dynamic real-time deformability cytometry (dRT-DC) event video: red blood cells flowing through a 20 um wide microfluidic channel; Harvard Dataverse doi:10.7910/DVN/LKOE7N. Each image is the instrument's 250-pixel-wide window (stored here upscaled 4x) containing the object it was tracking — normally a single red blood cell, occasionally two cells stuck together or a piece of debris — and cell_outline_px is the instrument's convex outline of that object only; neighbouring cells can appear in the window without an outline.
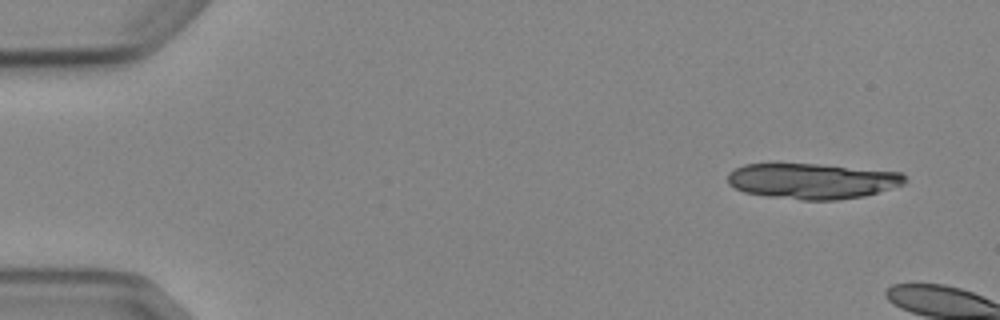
{"species": "Egyptian fruit bat (a non-hibernating species)", "species_latin": "Rousettus aegyptiacus", "temperature_condition": "cold", "stored_images_in_passage": 3, "camera_frame_rate_fps": 3000, "um_per_image_px": 0.085, "animal": {"sex": "female"}, "frame": {"image": 1, "passage_image": 1, "time_ms": 0.0, "image_size_px": [1000, 320], "cell_outline_px": [[908, 180], [904, 184], [864, 196], [840, 200], [800, 200], [768, 196], [744, 192], [728, 184], [728, 172], [744, 164], [820, 164], [900, 172]], "centroid_in_image_um": [69.04, 15.39], "position_along_channel_um": 16.0, "area_um2": 36.7}}